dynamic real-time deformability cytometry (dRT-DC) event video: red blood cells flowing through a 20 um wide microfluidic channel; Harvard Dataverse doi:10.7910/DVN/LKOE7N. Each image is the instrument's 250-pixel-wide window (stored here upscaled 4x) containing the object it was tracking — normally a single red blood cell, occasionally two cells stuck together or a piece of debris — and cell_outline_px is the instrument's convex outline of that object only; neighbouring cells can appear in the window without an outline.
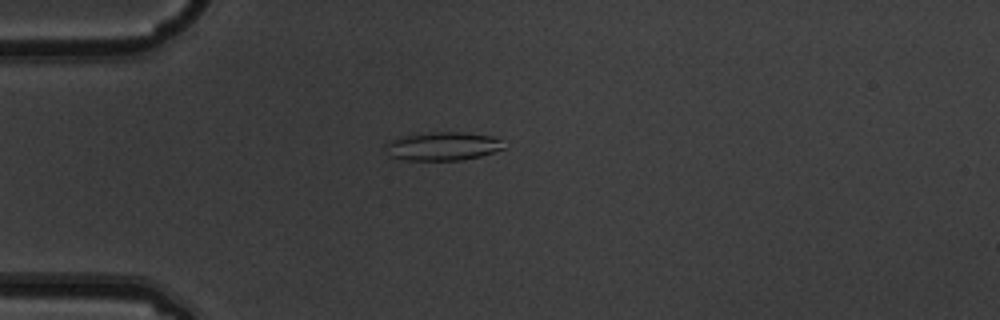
{"species": "common noctule bat (a hibernating species)", "species_latin": "Nyctalus noctula", "temperature_condition": "warm", "stored_images_in_passage": 5, "camera_frame_rate_fps": 3000, "um_per_image_px": 0.085, "animal": {"sex": "male", "body_mass_g": 19.5, "forearm_length_mm": 54.6}, "frame": {"image": 1, "passage_image": 5, "time_ms": 1.333, "image_size_px": [1000, 320], "cell_outline_px": [[508, 148], [480, 156], [460, 160], [408, 160], [388, 156], [384, 144], [388, 140], [400, 136], [432, 132], [464, 132], [492, 136], [500, 140]], "centroid_in_image_um": [37.62, 12.42], "position_along_channel_um": 47.4, "area_um2": 19.88}}